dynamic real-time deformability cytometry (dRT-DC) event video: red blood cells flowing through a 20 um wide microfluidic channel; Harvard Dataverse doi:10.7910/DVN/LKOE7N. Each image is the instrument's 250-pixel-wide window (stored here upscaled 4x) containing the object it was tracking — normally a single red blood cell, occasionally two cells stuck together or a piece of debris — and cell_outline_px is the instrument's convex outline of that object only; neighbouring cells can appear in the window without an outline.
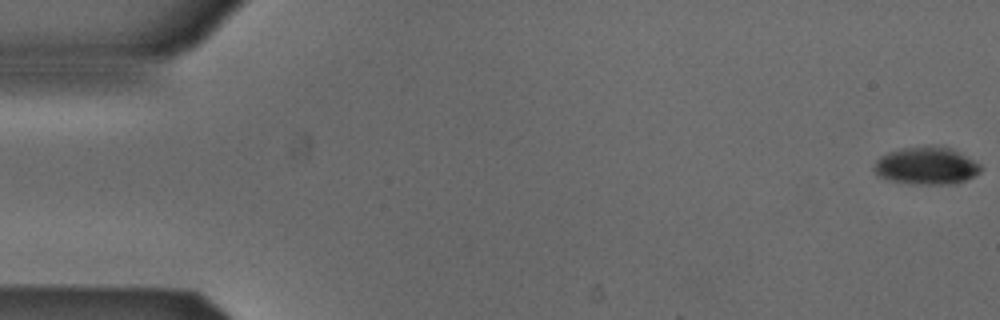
{"species": "Egyptian fruit bat (a non-hibernating species)", "species_latin": "Rousettus aegyptiacus", "temperature_condition": "cold", "stored_images_in_passage": 6, "camera_frame_rate_fps": 3000, "um_per_image_px": 0.085, "animal": {"sex": "male"}, "frame": {"image": 1, "passage_image": 1, "time_ms": 0.0, "image_size_px": [1000, 320], "cell_outline_px": [[984, 168], [980, 172], [964, 180], [952, 184], [924, 184], [892, 180], [880, 176], [872, 168], [876, 160], [880, 156], [888, 152], [900, 148], [952, 148], [980, 164]], "centroid_in_image_um": [78.75, 14.1], "position_along_channel_um": 6.3, "area_um2": 22.54}}